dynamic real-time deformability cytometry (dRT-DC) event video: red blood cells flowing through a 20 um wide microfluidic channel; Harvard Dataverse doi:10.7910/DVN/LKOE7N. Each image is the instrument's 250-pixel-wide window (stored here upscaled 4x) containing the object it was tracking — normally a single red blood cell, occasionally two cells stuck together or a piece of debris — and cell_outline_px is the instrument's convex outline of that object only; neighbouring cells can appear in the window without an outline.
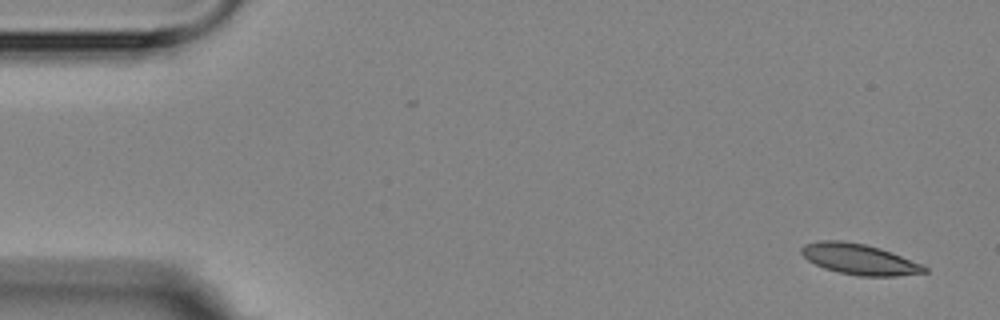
{"species": "Egyptian fruit bat (a non-hibernating species)", "species_latin": "Rousettus aegyptiacus", "temperature_condition": "room temperature", "stored_images_in_passage": 17, "camera_frame_rate_fps": 3000, "um_per_image_px": 0.085, "animal": {"sex": "female"}, "frame": {"image": 1, "passage_image": 1, "time_ms": 0.0, "image_size_px": [1000, 320], "cell_outline_px": [[928, 272], [896, 276], [856, 276], [824, 268], [808, 260], [800, 252], [800, 248], [804, 244], [820, 240], [840, 240], [864, 244], [880, 248], [892, 252], [920, 264], [928, 268]], "centroid_in_image_um": [73.02, 22.03], "position_along_channel_um": 12.0, "area_um2": 21.91}}
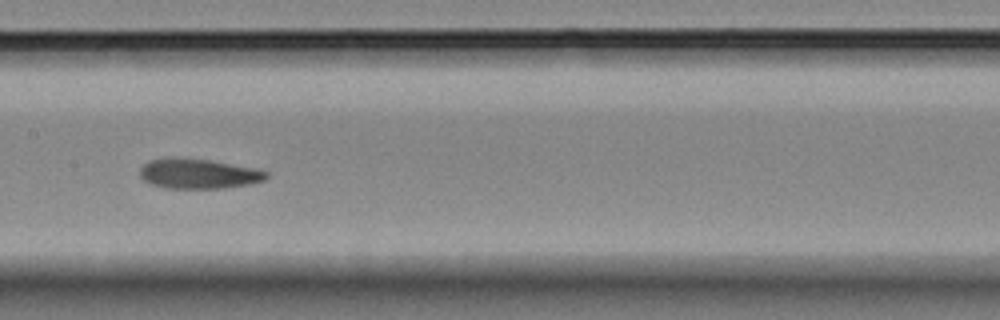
{"frame": {"image": 2, "passage_image": 8, "time_ms": 8.333, "image_size_px": [1000, 320], "cell_outline_px": [[268, 176], [264, 180], [252, 184], [224, 188], [164, 188], [148, 184], [140, 176], [140, 168], [148, 160], [172, 156], [176, 156], [208, 160], [260, 168], [268, 172]], "centroid_in_image_um": [16.86, 14.75], "position_along_channel_um": 190.5, "area_um2": 22.6}}
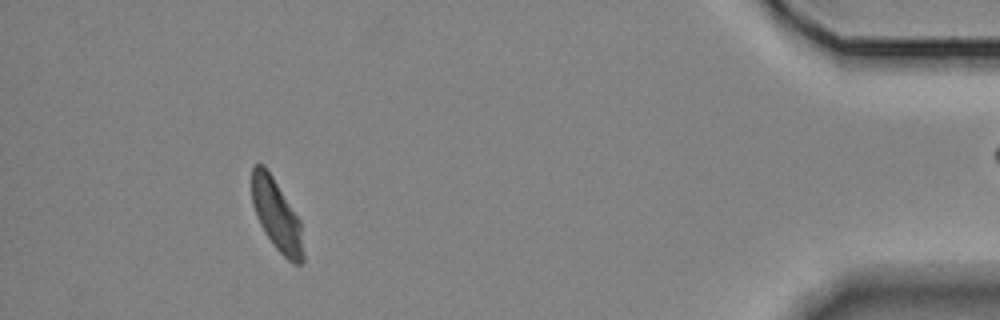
{"frame": {"image": 3, "passage_image": 15, "time_ms": 16.333, "image_size_px": [1000, 320], "cell_outline_px": [[304, 260], [300, 264], [292, 264], [276, 248], [264, 232], [256, 216], [252, 204], [252, 168], [256, 164], [264, 164], [268, 168], [300, 220], [304, 256]], "centroid_in_image_um": [23.51, 18.28], "position_along_channel_um": 411.7, "area_um2": 21.44}, "authors_computed_cell_mechanics": {"area_um2": 22.4264, "velocity_mm_per_s": 3.5246, "shape_relaxation_time_tau1_ms": 4.4968, "shape_relaxation_time_tau2_ms": null, "deformation_change_tau1": 0.1207, "deformation_change_tau2": null}}